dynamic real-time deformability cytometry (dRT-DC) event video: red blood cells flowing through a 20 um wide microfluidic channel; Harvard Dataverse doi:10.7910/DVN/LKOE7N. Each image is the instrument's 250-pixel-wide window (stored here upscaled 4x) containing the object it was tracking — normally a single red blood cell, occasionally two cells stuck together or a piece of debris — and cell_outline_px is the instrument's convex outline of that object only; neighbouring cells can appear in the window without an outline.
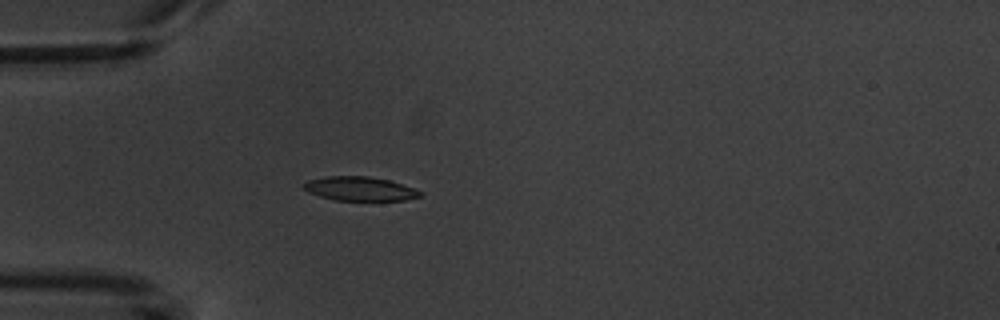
{"species": "common noctule bat (a hibernating species)", "species_latin": "Nyctalus noctula", "temperature_condition": "warm", "stored_images_in_passage": 3, "camera_frame_rate_fps": 3000, "um_per_image_px": 0.085, "animal": {"sex": "male", "body_mass_g": 20.1, "forearm_length_mm": 53.5}, "frame": {"image": 1, "passage_image": 3, "time_ms": 2.333, "image_size_px": [1000, 320], "cell_outline_px": [[424, 196], [404, 200], [336, 200], [320, 196], [308, 192], [300, 184], [308, 180], [328, 176], [368, 176], [388, 180], [424, 192]], "centroid_in_image_um": [30.58, 16.04], "position_along_channel_um": 54.4, "area_um2": 16.24}}